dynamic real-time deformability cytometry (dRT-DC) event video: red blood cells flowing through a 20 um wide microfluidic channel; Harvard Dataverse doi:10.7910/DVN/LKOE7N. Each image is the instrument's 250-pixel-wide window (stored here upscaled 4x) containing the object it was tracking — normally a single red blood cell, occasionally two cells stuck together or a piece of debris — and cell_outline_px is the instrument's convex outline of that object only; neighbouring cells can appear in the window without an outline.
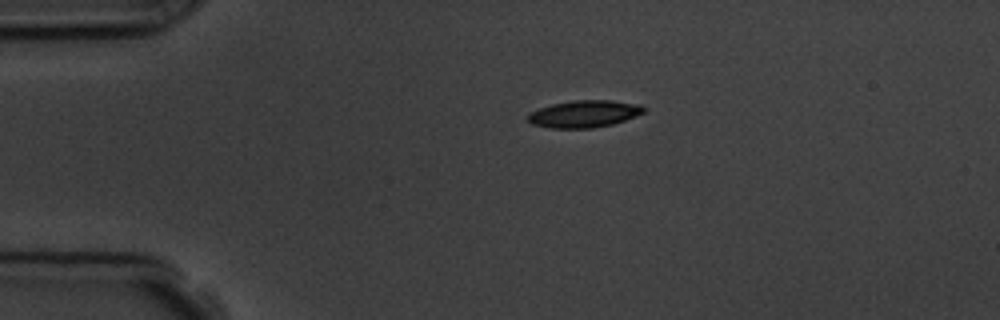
{"species": "common noctule bat (a hibernating species)", "species_latin": "Nyctalus noctula", "temperature_condition": "room temperature", "stored_images_in_passage": 2, "camera_frame_rate_fps": 3000, "um_per_image_px": 0.085, "animal": {"sex": "male", "body_mass_g": 19.5, "forearm_length_mm": 54.6}, "frame": {"image": 1, "passage_image": 2, "time_ms": 2.0, "image_size_px": [1000, 320], "cell_outline_px": [[644, 112], [636, 116], [612, 124], [592, 128], [552, 128], [532, 124], [528, 120], [528, 112], [552, 104], [572, 100], [612, 100], [640, 104], [644, 108]], "centroid_in_image_um": [49.65, 9.67], "position_along_channel_um": 35.4, "area_um2": 18.26}}